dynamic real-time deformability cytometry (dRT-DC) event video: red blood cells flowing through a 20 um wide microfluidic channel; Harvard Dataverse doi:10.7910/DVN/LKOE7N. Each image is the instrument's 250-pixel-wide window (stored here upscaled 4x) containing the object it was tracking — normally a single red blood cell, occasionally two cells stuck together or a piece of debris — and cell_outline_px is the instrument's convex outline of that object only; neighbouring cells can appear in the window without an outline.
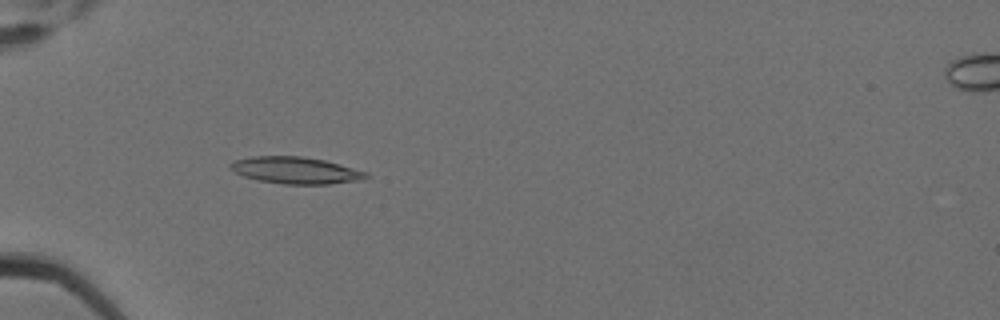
{"species": "Egyptian fruit bat (a non-hibernating species)", "species_latin": "Rousettus aegyptiacus", "temperature_condition": "cold", "stored_images_in_passage": 6, "camera_frame_rate_fps": 3000, "um_per_image_px": 0.085, "animal": {"sex": "female"}, "frame": {"image": 1, "passage_image": 5, "time_ms": 1.333, "image_size_px": [1000, 320], "cell_outline_px": [[368, 176], [364, 180], [328, 184], [284, 184], [256, 180], [244, 176], [228, 168], [228, 164], [236, 160], [252, 156], [300, 156], [324, 160], [368, 172]], "centroid_in_image_um": [25.13, 14.48], "position_along_channel_um": 59.9, "area_um2": 21.21}}